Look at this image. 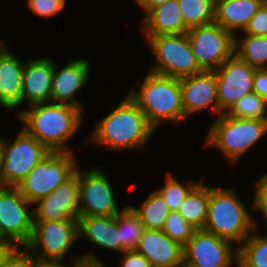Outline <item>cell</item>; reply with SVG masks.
I'll return each instance as SVG.
<instances>
[{
	"label": "cell",
	"instance_id": "20",
	"mask_svg": "<svg viewBox=\"0 0 267 267\" xmlns=\"http://www.w3.org/2000/svg\"><path fill=\"white\" fill-rule=\"evenodd\" d=\"M141 30L145 37L169 34H184L185 25L178 0H168L152 8L141 20Z\"/></svg>",
	"mask_w": 267,
	"mask_h": 267
},
{
	"label": "cell",
	"instance_id": "2",
	"mask_svg": "<svg viewBox=\"0 0 267 267\" xmlns=\"http://www.w3.org/2000/svg\"><path fill=\"white\" fill-rule=\"evenodd\" d=\"M96 122L88 143L105 146L108 151L139 150L146 146L156 130L146 115L127 95L104 118Z\"/></svg>",
	"mask_w": 267,
	"mask_h": 267
},
{
	"label": "cell",
	"instance_id": "3",
	"mask_svg": "<svg viewBox=\"0 0 267 267\" xmlns=\"http://www.w3.org/2000/svg\"><path fill=\"white\" fill-rule=\"evenodd\" d=\"M128 96L146 115L155 129L166 121L174 124L185 121L180 79L148 72L140 89H131Z\"/></svg>",
	"mask_w": 267,
	"mask_h": 267
},
{
	"label": "cell",
	"instance_id": "18",
	"mask_svg": "<svg viewBox=\"0 0 267 267\" xmlns=\"http://www.w3.org/2000/svg\"><path fill=\"white\" fill-rule=\"evenodd\" d=\"M152 267H184V246L162 230L145 229L135 249Z\"/></svg>",
	"mask_w": 267,
	"mask_h": 267
},
{
	"label": "cell",
	"instance_id": "44",
	"mask_svg": "<svg viewBox=\"0 0 267 267\" xmlns=\"http://www.w3.org/2000/svg\"><path fill=\"white\" fill-rule=\"evenodd\" d=\"M8 49V46L0 40V56L5 53Z\"/></svg>",
	"mask_w": 267,
	"mask_h": 267
},
{
	"label": "cell",
	"instance_id": "33",
	"mask_svg": "<svg viewBox=\"0 0 267 267\" xmlns=\"http://www.w3.org/2000/svg\"><path fill=\"white\" fill-rule=\"evenodd\" d=\"M28 9L38 17L57 16L67 4V0H26Z\"/></svg>",
	"mask_w": 267,
	"mask_h": 267
},
{
	"label": "cell",
	"instance_id": "4",
	"mask_svg": "<svg viewBox=\"0 0 267 267\" xmlns=\"http://www.w3.org/2000/svg\"><path fill=\"white\" fill-rule=\"evenodd\" d=\"M232 188L209 186L208 216L204 230L240 245L255 228L244 202Z\"/></svg>",
	"mask_w": 267,
	"mask_h": 267
},
{
	"label": "cell",
	"instance_id": "28",
	"mask_svg": "<svg viewBox=\"0 0 267 267\" xmlns=\"http://www.w3.org/2000/svg\"><path fill=\"white\" fill-rule=\"evenodd\" d=\"M117 226L121 236V254L126 250H135L145 227L129 205L117 214Z\"/></svg>",
	"mask_w": 267,
	"mask_h": 267
},
{
	"label": "cell",
	"instance_id": "11",
	"mask_svg": "<svg viewBox=\"0 0 267 267\" xmlns=\"http://www.w3.org/2000/svg\"><path fill=\"white\" fill-rule=\"evenodd\" d=\"M32 206L16 187L0 186V237L24 247L31 240L34 224Z\"/></svg>",
	"mask_w": 267,
	"mask_h": 267
},
{
	"label": "cell",
	"instance_id": "23",
	"mask_svg": "<svg viewBox=\"0 0 267 267\" xmlns=\"http://www.w3.org/2000/svg\"><path fill=\"white\" fill-rule=\"evenodd\" d=\"M266 0H215L214 21L234 36L242 32Z\"/></svg>",
	"mask_w": 267,
	"mask_h": 267
},
{
	"label": "cell",
	"instance_id": "29",
	"mask_svg": "<svg viewBox=\"0 0 267 267\" xmlns=\"http://www.w3.org/2000/svg\"><path fill=\"white\" fill-rule=\"evenodd\" d=\"M185 25L190 29L214 21L215 0H178Z\"/></svg>",
	"mask_w": 267,
	"mask_h": 267
},
{
	"label": "cell",
	"instance_id": "40",
	"mask_svg": "<svg viewBox=\"0 0 267 267\" xmlns=\"http://www.w3.org/2000/svg\"><path fill=\"white\" fill-rule=\"evenodd\" d=\"M17 247L13 241L0 237V267Z\"/></svg>",
	"mask_w": 267,
	"mask_h": 267
},
{
	"label": "cell",
	"instance_id": "34",
	"mask_svg": "<svg viewBox=\"0 0 267 267\" xmlns=\"http://www.w3.org/2000/svg\"><path fill=\"white\" fill-rule=\"evenodd\" d=\"M243 33L249 35L267 36V0L250 19V22Z\"/></svg>",
	"mask_w": 267,
	"mask_h": 267
},
{
	"label": "cell",
	"instance_id": "42",
	"mask_svg": "<svg viewBox=\"0 0 267 267\" xmlns=\"http://www.w3.org/2000/svg\"><path fill=\"white\" fill-rule=\"evenodd\" d=\"M35 267H72V262L70 265H64L63 260H39L36 259Z\"/></svg>",
	"mask_w": 267,
	"mask_h": 267
},
{
	"label": "cell",
	"instance_id": "24",
	"mask_svg": "<svg viewBox=\"0 0 267 267\" xmlns=\"http://www.w3.org/2000/svg\"><path fill=\"white\" fill-rule=\"evenodd\" d=\"M209 186L204 179L198 183L186 195L177 212L193 227L203 229L208 216Z\"/></svg>",
	"mask_w": 267,
	"mask_h": 267
},
{
	"label": "cell",
	"instance_id": "37",
	"mask_svg": "<svg viewBox=\"0 0 267 267\" xmlns=\"http://www.w3.org/2000/svg\"><path fill=\"white\" fill-rule=\"evenodd\" d=\"M122 255L119 267H152L149 260L136 250H126Z\"/></svg>",
	"mask_w": 267,
	"mask_h": 267
},
{
	"label": "cell",
	"instance_id": "9",
	"mask_svg": "<svg viewBox=\"0 0 267 267\" xmlns=\"http://www.w3.org/2000/svg\"><path fill=\"white\" fill-rule=\"evenodd\" d=\"M187 36L202 71H216L234 54L235 36L215 21L190 28Z\"/></svg>",
	"mask_w": 267,
	"mask_h": 267
},
{
	"label": "cell",
	"instance_id": "22",
	"mask_svg": "<svg viewBox=\"0 0 267 267\" xmlns=\"http://www.w3.org/2000/svg\"><path fill=\"white\" fill-rule=\"evenodd\" d=\"M24 63L9 49L0 56V105L9 111L21 106Z\"/></svg>",
	"mask_w": 267,
	"mask_h": 267
},
{
	"label": "cell",
	"instance_id": "10",
	"mask_svg": "<svg viewBox=\"0 0 267 267\" xmlns=\"http://www.w3.org/2000/svg\"><path fill=\"white\" fill-rule=\"evenodd\" d=\"M78 238V219L34 221L31 240L25 247L36 259L63 260Z\"/></svg>",
	"mask_w": 267,
	"mask_h": 267
},
{
	"label": "cell",
	"instance_id": "38",
	"mask_svg": "<svg viewBox=\"0 0 267 267\" xmlns=\"http://www.w3.org/2000/svg\"><path fill=\"white\" fill-rule=\"evenodd\" d=\"M93 251L72 259V267H106Z\"/></svg>",
	"mask_w": 267,
	"mask_h": 267
},
{
	"label": "cell",
	"instance_id": "15",
	"mask_svg": "<svg viewBox=\"0 0 267 267\" xmlns=\"http://www.w3.org/2000/svg\"><path fill=\"white\" fill-rule=\"evenodd\" d=\"M34 221L79 218V166L76 172L47 197L34 204Z\"/></svg>",
	"mask_w": 267,
	"mask_h": 267
},
{
	"label": "cell",
	"instance_id": "45",
	"mask_svg": "<svg viewBox=\"0 0 267 267\" xmlns=\"http://www.w3.org/2000/svg\"><path fill=\"white\" fill-rule=\"evenodd\" d=\"M254 211H258V212H260V213H263L264 214V218H265V223H266V227H267V208L266 209H263V210H254ZM266 230H267V228H266ZM267 235V234H266Z\"/></svg>",
	"mask_w": 267,
	"mask_h": 267
},
{
	"label": "cell",
	"instance_id": "35",
	"mask_svg": "<svg viewBox=\"0 0 267 267\" xmlns=\"http://www.w3.org/2000/svg\"><path fill=\"white\" fill-rule=\"evenodd\" d=\"M22 248L23 251L21 250ZM36 258L24 247H17L1 267H35Z\"/></svg>",
	"mask_w": 267,
	"mask_h": 267
},
{
	"label": "cell",
	"instance_id": "41",
	"mask_svg": "<svg viewBox=\"0 0 267 267\" xmlns=\"http://www.w3.org/2000/svg\"><path fill=\"white\" fill-rule=\"evenodd\" d=\"M144 10L145 15L154 7L165 3L168 0H134Z\"/></svg>",
	"mask_w": 267,
	"mask_h": 267
},
{
	"label": "cell",
	"instance_id": "16",
	"mask_svg": "<svg viewBox=\"0 0 267 267\" xmlns=\"http://www.w3.org/2000/svg\"><path fill=\"white\" fill-rule=\"evenodd\" d=\"M56 65L54 63L51 102L69 104L80 108L85 113L82 104L76 99L77 95L75 94L86 86L88 82L90 74L89 61L80 58L72 59L60 69H57Z\"/></svg>",
	"mask_w": 267,
	"mask_h": 267
},
{
	"label": "cell",
	"instance_id": "6",
	"mask_svg": "<svg viewBox=\"0 0 267 267\" xmlns=\"http://www.w3.org/2000/svg\"><path fill=\"white\" fill-rule=\"evenodd\" d=\"M77 164L74 152H50L16 188L34 205L69 179L76 172Z\"/></svg>",
	"mask_w": 267,
	"mask_h": 267
},
{
	"label": "cell",
	"instance_id": "43",
	"mask_svg": "<svg viewBox=\"0 0 267 267\" xmlns=\"http://www.w3.org/2000/svg\"><path fill=\"white\" fill-rule=\"evenodd\" d=\"M2 163H3V138H0V174L2 170Z\"/></svg>",
	"mask_w": 267,
	"mask_h": 267
},
{
	"label": "cell",
	"instance_id": "21",
	"mask_svg": "<svg viewBox=\"0 0 267 267\" xmlns=\"http://www.w3.org/2000/svg\"><path fill=\"white\" fill-rule=\"evenodd\" d=\"M79 238L101 248L121 253V236L116 216H79Z\"/></svg>",
	"mask_w": 267,
	"mask_h": 267
},
{
	"label": "cell",
	"instance_id": "7",
	"mask_svg": "<svg viewBox=\"0 0 267 267\" xmlns=\"http://www.w3.org/2000/svg\"><path fill=\"white\" fill-rule=\"evenodd\" d=\"M145 39L155 56V64L149 72L176 79L202 72L192 52L187 33L157 35Z\"/></svg>",
	"mask_w": 267,
	"mask_h": 267
},
{
	"label": "cell",
	"instance_id": "1",
	"mask_svg": "<svg viewBox=\"0 0 267 267\" xmlns=\"http://www.w3.org/2000/svg\"><path fill=\"white\" fill-rule=\"evenodd\" d=\"M29 107L17 115L24 129L50 152H73L68 140L78 133L85 113L64 103L44 102Z\"/></svg>",
	"mask_w": 267,
	"mask_h": 267
},
{
	"label": "cell",
	"instance_id": "32",
	"mask_svg": "<svg viewBox=\"0 0 267 267\" xmlns=\"http://www.w3.org/2000/svg\"><path fill=\"white\" fill-rule=\"evenodd\" d=\"M197 229L186 221L177 211H171L162 231L172 240L183 246L189 241Z\"/></svg>",
	"mask_w": 267,
	"mask_h": 267
},
{
	"label": "cell",
	"instance_id": "19",
	"mask_svg": "<svg viewBox=\"0 0 267 267\" xmlns=\"http://www.w3.org/2000/svg\"><path fill=\"white\" fill-rule=\"evenodd\" d=\"M54 61L52 58H33L25 61L22 74V99L28 106L51 102Z\"/></svg>",
	"mask_w": 267,
	"mask_h": 267
},
{
	"label": "cell",
	"instance_id": "13",
	"mask_svg": "<svg viewBox=\"0 0 267 267\" xmlns=\"http://www.w3.org/2000/svg\"><path fill=\"white\" fill-rule=\"evenodd\" d=\"M103 169H79V216H116L121 211Z\"/></svg>",
	"mask_w": 267,
	"mask_h": 267
},
{
	"label": "cell",
	"instance_id": "12",
	"mask_svg": "<svg viewBox=\"0 0 267 267\" xmlns=\"http://www.w3.org/2000/svg\"><path fill=\"white\" fill-rule=\"evenodd\" d=\"M234 246L229 240L198 229L184 245V267H232L237 264L238 254Z\"/></svg>",
	"mask_w": 267,
	"mask_h": 267
},
{
	"label": "cell",
	"instance_id": "36",
	"mask_svg": "<svg viewBox=\"0 0 267 267\" xmlns=\"http://www.w3.org/2000/svg\"><path fill=\"white\" fill-rule=\"evenodd\" d=\"M255 198L252 202V210H263L267 208V173L260 176L255 182Z\"/></svg>",
	"mask_w": 267,
	"mask_h": 267
},
{
	"label": "cell",
	"instance_id": "17",
	"mask_svg": "<svg viewBox=\"0 0 267 267\" xmlns=\"http://www.w3.org/2000/svg\"><path fill=\"white\" fill-rule=\"evenodd\" d=\"M185 121L194 113L212 108L218 115L217 80L214 71H202L180 79Z\"/></svg>",
	"mask_w": 267,
	"mask_h": 267
},
{
	"label": "cell",
	"instance_id": "14",
	"mask_svg": "<svg viewBox=\"0 0 267 267\" xmlns=\"http://www.w3.org/2000/svg\"><path fill=\"white\" fill-rule=\"evenodd\" d=\"M255 70L233 54L214 71L217 80L218 116L227 113L237 100L253 91Z\"/></svg>",
	"mask_w": 267,
	"mask_h": 267
},
{
	"label": "cell",
	"instance_id": "25",
	"mask_svg": "<svg viewBox=\"0 0 267 267\" xmlns=\"http://www.w3.org/2000/svg\"><path fill=\"white\" fill-rule=\"evenodd\" d=\"M257 230L258 224L255 221V228L251 234L236 248L237 267H267V235L264 236ZM257 232V233H256Z\"/></svg>",
	"mask_w": 267,
	"mask_h": 267
},
{
	"label": "cell",
	"instance_id": "5",
	"mask_svg": "<svg viewBox=\"0 0 267 267\" xmlns=\"http://www.w3.org/2000/svg\"><path fill=\"white\" fill-rule=\"evenodd\" d=\"M267 134V121L220 114L207 133L204 147L222 152L232 166Z\"/></svg>",
	"mask_w": 267,
	"mask_h": 267
},
{
	"label": "cell",
	"instance_id": "27",
	"mask_svg": "<svg viewBox=\"0 0 267 267\" xmlns=\"http://www.w3.org/2000/svg\"><path fill=\"white\" fill-rule=\"evenodd\" d=\"M234 54L255 69L267 68V36L235 35Z\"/></svg>",
	"mask_w": 267,
	"mask_h": 267
},
{
	"label": "cell",
	"instance_id": "26",
	"mask_svg": "<svg viewBox=\"0 0 267 267\" xmlns=\"http://www.w3.org/2000/svg\"><path fill=\"white\" fill-rule=\"evenodd\" d=\"M130 207L138 215L145 229L162 230L168 214L171 212L161 194L155 189L137 208Z\"/></svg>",
	"mask_w": 267,
	"mask_h": 267
},
{
	"label": "cell",
	"instance_id": "8",
	"mask_svg": "<svg viewBox=\"0 0 267 267\" xmlns=\"http://www.w3.org/2000/svg\"><path fill=\"white\" fill-rule=\"evenodd\" d=\"M50 151L24 128L14 141L3 138L0 186L16 187Z\"/></svg>",
	"mask_w": 267,
	"mask_h": 267
},
{
	"label": "cell",
	"instance_id": "39",
	"mask_svg": "<svg viewBox=\"0 0 267 267\" xmlns=\"http://www.w3.org/2000/svg\"><path fill=\"white\" fill-rule=\"evenodd\" d=\"M253 92L267 100V68L255 70Z\"/></svg>",
	"mask_w": 267,
	"mask_h": 267
},
{
	"label": "cell",
	"instance_id": "31",
	"mask_svg": "<svg viewBox=\"0 0 267 267\" xmlns=\"http://www.w3.org/2000/svg\"><path fill=\"white\" fill-rule=\"evenodd\" d=\"M166 176L165 185L162 188H156V190L163 197L169 207V210L177 211L186 195L198 182H194L192 180L191 182H187L183 185V183L179 182V180H177V178H175L170 172H167Z\"/></svg>",
	"mask_w": 267,
	"mask_h": 267
},
{
	"label": "cell",
	"instance_id": "30",
	"mask_svg": "<svg viewBox=\"0 0 267 267\" xmlns=\"http://www.w3.org/2000/svg\"><path fill=\"white\" fill-rule=\"evenodd\" d=\"M226 114L235 118L267 121V100L252 91L237 100Z\"/></svg>",
	"mask_w": 267,
	"mask_h": 267
}]
</instances>
